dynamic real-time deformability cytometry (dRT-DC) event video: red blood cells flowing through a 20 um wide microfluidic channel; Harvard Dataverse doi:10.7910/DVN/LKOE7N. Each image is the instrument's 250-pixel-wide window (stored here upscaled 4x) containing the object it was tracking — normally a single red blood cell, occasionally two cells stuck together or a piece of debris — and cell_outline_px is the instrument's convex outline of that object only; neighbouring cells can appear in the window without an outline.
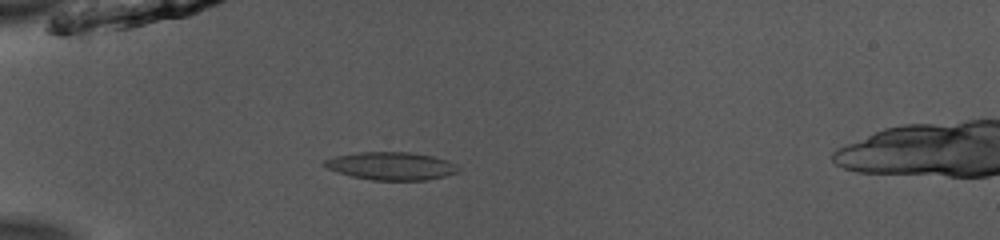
{"species": "common noctule bat (a hibernating species)", "species_latin": "Nyctalus noctula", "temperature_condition": "room temperature", "stored_images_in_passage": 42, "camera_frame_rate_fps": 3000, "um_per_image_px": 0.085, "animal": {"sex": "male", "body_mass_g": 13.0, "forearm_length_mm": 53.1}, "frame": {"image": 1, "passage_image": 6, "time_ms": 1.667, "image_size_px": [1000, 240], "cell_outline_px": [[460, 172], [428, 180], [372, 180], [352, 176], [328, 168], [320, 164], [324, 160], [332, 156], [356, 152], [412, 152], [432, 156], [456, 164], [460, 168]], "centroid_in_image_um": [33.24, 14.1], "position_along_channel_um": 51.8, "area_um2": 21.85}}
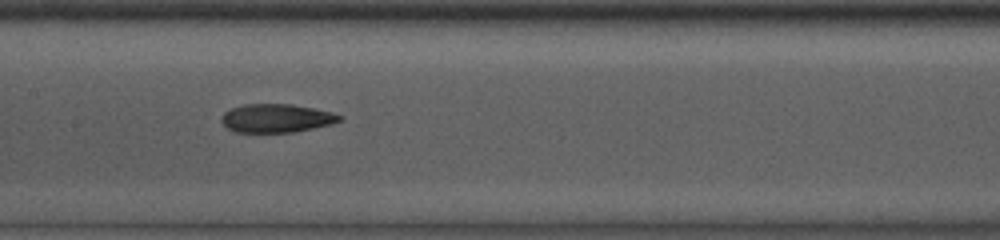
{"frame": {"image": 2, "passage_image": 17, "time_ms": 5.333, "image_size_px": [1000, 240], "cell_outline_px": [[344, 120], [332, 124], [292, 132], [236, 132], [228, 128], [220, 120], [220, 116], [224, 112], [232, 108], [244, 104], [292, 104], [332, 112], [344, 116]], "centroid_in_image_um": [23.51, 10.04], "position_along_channel_um": 183.9, "area_um2": 19.65}}
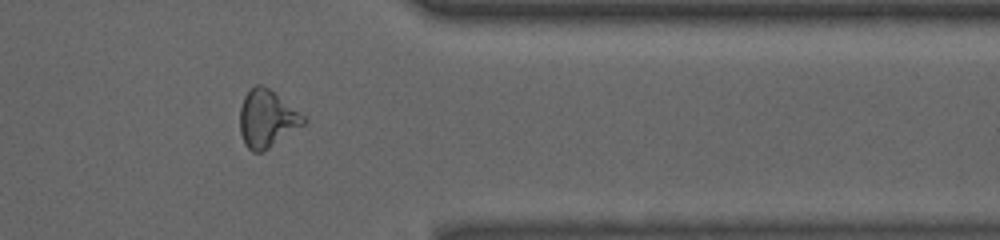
{"frame": {"image": 3, "passage_image": 33, "time_ms": 10.667, "image_size_px": [1000, 240], "cell_outline_px": [[308, 120], [304, 124], [264, 152], [252, 152], [244, 144], [240, 132], [240, 108], [244, 96], [256, 84], [260, 84], [268, 88], [304, 116]], "centroid_in_image_um": [22.67, 10.12], "position_along_channel_um": 388.7, "area_um2": 21.04}, "authors_computed_cell_mechanics": {"area_um2": 20.808, "velocity_mm_per_s": 3.9715, "shape_relaxation_time_tau1_ms": 7.3452, "shape_relaxation_time_tau2_ms": 3.1723, "deformation_change_tau1": 0.2185, "deformation_change_tau2": 0.102}}